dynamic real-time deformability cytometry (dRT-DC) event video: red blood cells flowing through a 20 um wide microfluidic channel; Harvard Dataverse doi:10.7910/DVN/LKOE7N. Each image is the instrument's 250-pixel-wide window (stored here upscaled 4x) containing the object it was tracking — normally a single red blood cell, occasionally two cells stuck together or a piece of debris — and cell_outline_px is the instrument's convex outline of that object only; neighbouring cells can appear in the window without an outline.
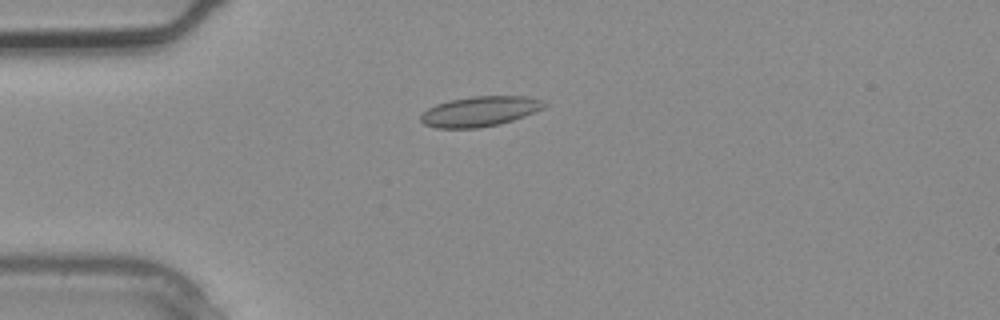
{"species": "common noctule bat (a hibernating species)", "species_latin": "Nyctalus noctula", "temperature_condition": "warm", "stored_images_in_passage": 2, "camera_frame_rate_fps": 3000, "um_per_image_px": 0.085, "animal": {"sex": "male", "body_mass_g": 20.4}, "frame": {"image": 1, "passage_image": 2, "time_ms": 0.333, "image_size_px": [1000, 320], "cell_outline_px": [[548, 104], [544, 108], [524, 116], [500, 124], [476, 128], [436, 128], [424, 124], [420, 120], [420, 116], [428, 108], [436, 104], [448, 100], [472, 96], [528, 96], [544, 100]], "centroid_in_image_um": [40.8, 9.46], "position_along_channel_um": 44.2, "area_um2": 21.79}}